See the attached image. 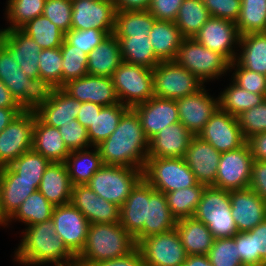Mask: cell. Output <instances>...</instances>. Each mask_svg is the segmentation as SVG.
Masks as SVG:
<instances>
[{"label": "cell", "mask_w": 266, "mask_h": 266, "mask_svg": "<svg viewBox=\"0 0 266 266\" xmlns=\"http://www.w3.org/2000/svg\"><path fill=\"white\" fill-rule=\"evenodd\" d=\"M50 161L33 149L19 156L9 167L17 174V179L41 181Z\"/></svg>", "instance_id": "c3c4849f"}, {"label": "cell", "mask_w": 266, "mask_h": 266, "mask_svg": "<svg viewBox=\"0 0 266 266\" xmlns=\"http://www.w3.org/2000/svg\"><path fill=\"white\" fill-rule=\"evenodd\" d=\"M71 29L90 28L113 34L115 28V5L113 0H71Z\"/></svg>", "instance_id": "9a60e30c"}, {"label": "cell", "mask_w": 266, "mask_h": 266, "mask_svg": "<svg viewBox=\"0 0 266 266\" xmlns=\"http://www.w3.org/2000/svg\"><path fill=\"white\" fill-rule=\"evenodd\" d=\"M122 62L118 39L110 34L88 54L87 72L111 77Z\"/></svg>", "instance_id": "836d02e7"}, {"label": "cell", "mask_w": 266, "mask_h": 266, "mask_svg": "<svg viewBox=\"0 0 266 266\" xmlns=\"http://www.w3.org/2000/svg\"><path fill=\"white\" fill-rule=\"evenodd\" d=\"M0 42L11 52L24 73L40 82L38 63L42 48L20 29L0 30Z\"/></svg>", "instance_id": "d4e9b609"}, {"label": "cell", "mask_w": 266, "mask_h": 266, "mask_svg": "<svg viewBox=\"0 0 266 266\" xmlns=\"http://www.w3.org/2000/svg\"><path fill=\"white\" fill-rule=\"evenodd\" d=\"M149 38L155 56L160 61H174L185 39L175 22L164 20L155 21L149 32Z\"/></svg>", "instance_id": "d6a6232c"}, {"label": "cell", "mask_w": 266, "mask_h": 266, "mask_svg": "<svg viewBox=\"0 0 266 266\" xmlns=\"http://www.w3.org/2000/svg\"><path fill=\"white\" fill-rule=\"evenodd\" d=\"M72 183L64 162H53L46 168L38 190L53 205L69 204Z\"/></svg>", "instance_id": "f546056e"}, {"label": "cell", "mask_w": 266, "mask_h": 266, "mask_svg": "<svg viewBox=\"0 0 266 266\" xmlns=\"http://www.w3.org/2000/svg\"><path fill=\"white\" fill-rule=\"evenodd\" d=\"M187 255H207L215 240L209 228L194 217L180 219L175 227Z\"/></svg>", "instance_id": "1f68e13d"}, {"label": "cell", "mask_w": 266, "mask_h": 266, "mask_svg": "<svg viewBox=\"0 0 266 266\" xmlns=\"http://www.w3.org/2000/svg\"><path fill=\"white\" fill-rule=\"evenodd\" d=\"M149 183L142 178L120 207V225L135 238L148 223Z\"/></svg>", "instance_id": "4316f807"}, {"label": "cell", "mask_w": 266, "mask_h": 266, "mask_svg": "<svg viewBox=\"0 0 266 266\" xmlns=\"http://www.w3.org/2000/svg\"><path fill=\"white\" fill-rule=\"evenodd\" d=\"M24 108H0V133Z\"/></svg>", "instance_id": "89a4df30"}, {"label": "cell", "mask_w": 266, "mask_h": 266, "mask_svg": "<svg viewBox=\"0 0 266 266\" xmlns=\"http://www.w3.org/2000/svg\"><path fill=\"white\" fill-rule=\"evenodd\" d=\"M39 58L40 83L46 88L62 87L61 47L42 49Z\"/></svg>", "instance_id": "7dc6e473"}, {"label": "cell", "mask_w": 266, "mask_h": 266, "mask_svg": "<svg viewBox=\"0 0 266 266\" xmlns=\"http://www.w3.org/2000/svg\"><path fill=\"white\" fill-rule=\"evenodd\" d=\"M249 187L266 202V161H253Z\"/></svg>", "instance_id": "94428289"}, {"label": "cell", "mask_w": 266, "mask_h": 266, "mask_svg": "<svg viewBox=\"0 0 266 266\" xmlns=\"http://www.w3.org/2000/svg\"><path fill=\"white\" fill-rule=\"evenodd\" d=\"M207 256L213 266H243L234 236L216 238Z\"/></svg>", "instance_id": "f907efd6"}, {"label": "cell", "mask_w": 266, "mask_h": 266, "mask_svg": "<svg viewBox=\"0 0 266 266\" xmlns=\"http://www.w3.org/2000/svg\"><path fill=\"white\" fill-rule=\"evenodd\" d=\"M0 80L24 109H34L43 99L46 88L28 77L11 52L0 42Z\"/></svg>", "instance_id": "8992f818"}, {"label": "cell", "mask_w": 266, "mask_h": 266, "mask_svg": "<svg viewBox=\"0 0 266 266\" xmlns=\"http://www.w3.org/2000/svg\"><path fill=\"white\" fill-rule=\"evenodd\" d=\"M198 136L220 153L236 150L246 143L237 117L220 108L207 121Z\"/></svg>", "instance_id": "2e32d148"}, {"label": "cell", "mask_w": 266, "mask_h": 266, "mask_svg": "<svg viewBox=\"0 0 266 266\" xmlns=\"http://www.w3.org/2000/svg\"><path fill=\"white\" fill-rule=\"evenodd\" d=\"M137 247L145 266H182L188 256L175 228L148 236Z\"/></svg>", "instance_id": "7c38bea8"}, {"label": "cell", "mask_w": 266, "mask_h": 266, "mask_svg": "<svg viewBox=\"0 0 266 266\" xmlns=\"http://www.w3.org/2000/svg\"><path fill=\"white\" fill-rule=\"evenodd\" d=\"M193 38L204 47L223 55L230 63L237 58L235 46L239 45L240 35L233 21L210 17Z\"/></svg>", "instance_id": "e0dca14e"}, {"label": "cell", "mask_w": 266, "mask_h": 266, "mask_svg": "<svg viewBox=\"0 0 266 266\" xmlns=\"http://www.w3.org/2000/svg\"><path fill=\"white\" fill-rule=\"evenodd\" d=\"M62 54V86L68 81L88 74V55L71 45L66 39L61 45Z\"/></svg>", "instance_id": "681fc988"}, {"label": "cell", "mask_w": 266, "mask_h": 266, "mask_svg": "<svg viewBox=\"0 0 266 266\" xmlns=\"http://www.w3.org/2000/svg\"><path fill=\"white\" fill-rule=\"evenodd\" d=\"M42 15L66 34L71 29L72 1L46 0Z\"/></svg>", "instance_id": "db71d44e"}, {"label": "cell", "mask_w": 266, "mask_h": 266, "mask_svg": "<svg viewBox=\"0 0 266 266\" xmlns=\"http://www.w3.org/2000/svg\"><path fill=\"white\" fill-rule=\"evenodd\" d=\"M152 0H113L116 11L148 10Z\"/></svg>", "instance_id": "003e7915"}, {"label": "cell", "mask_w": 266, "mask_h": 266, "mask_svg": "<svg viewBox=\"0 0 266 266\" xmlns=\"http://www.w3.org/2000/svg\"><path fill=\"white\" fill-rule=\"evenodd\" d=\"M121 104L133 108L154 97L152 69L122 62L111 75Z\"/></svg>", "instance_id": "ba28073f"}, {"label": "cell", "mask_w": 266, "mask_h": 266, "mask_svg": "<svg viewBox=\"0 0 266 266\" xmlns=\"http://www.w3.org/2000/svg\"><path fill=\"white\" fill-rule=\"evenodd\" d=\"M205 85L197 92L176 100L180 123L198 136L219 108V97L209 95Z\"/></svg>", "instance_id": "ac0fdd59"}, {"label": "cell", "mask_w": 266, "mask_h": 266, "mask_svg": "<svg viewBox=\"0 0 266 266\" xmlns=\"http://www.w3.org/2000/svg\"><path fill=\"white\" fill-rule=\"evenodd\" d=\"M176 222L165 194L149 184L148 223H144L143 230L134 238L136 244L148 236L173 230Z\"/></svg>", "instance_id": "f1b7e54d"}, {"label": "cell", "mask_w": 266, "mask_h": 266, "mask_svg": "<svg viewBox=\"0 0 266 266\" xmlns=\"http://www.w3.org/2000/svg\"><path fill=\"white\" fill-rule=\"evenodd\" d=\"M220 158L221 153L199 136H194L191 139L184 156V160L193 172L197 183L206 187H214Z\"/></svg>", "instance_id": "603a6c76"}, {"label": "cell", "mask_w": 266, "mask_h": 266, "mask_svg": "<svg viewBox=\"0 0 266 266\" xmlns=\"http://www.w3.org/2000/svg\"><path fill=\"white\" fill-rule=\"evenodd\" d=\"M205 187L197 183L192 187L165 193L167 205L177 221L194 216Z\"/></svg>", "instance_id": "b9f144b4"}, {"label": "cell", "mask_w": 266, "mask_h": 266, "mask_svg": "<svg viewBox=\"0 0 266 266\" xmlns=\"http://www.w3.org/2000/svg\"><path fill=\"white\" fill-rule=\"evenodd\" d=\"M70 203L90 224L120 222V207L98 196L87 184L72 187Z\"/></svg>", "instance_id": "7402d4cb"}, {"label": "cell", "mask_w": 266, "mask_h": 266, "mask_svg": "<svg viewBox=\"0 0 266 266\" xmlns=\"http://www.w3.org/2000/svg\"><path fill=\"white\" fill-rule=\"evenodd\" d=\"M0 108H23L0 80Z\"/></svg>", "instance_id": "a7ac6f4b"}, {"label": "cell", "mask_w": 266, "mask_h": 266, "mask_svg": "<svg viewBox=\"0 0 266 266\" xmlns=\"http://www.w3.org/2000/svg\"><path fill=\"white\" fill-rule=\"evenodd\" d=\"M108 35L99 29L88 30L70 29L65 34V39L77 49L84 51L87 55L96 48Z\"/></svg>", "instance_id": "11a10c76"}, {"label": "cell", "mask_w": 266, "mask_h": 266, "mask_svg": "<svg viewBox=\"0 0 266 266\" xmlns=\"http://www.w3.org/2000/svg\"><path fill=\"white\" fill-rule=\"evenodd\" d=\"M254 232L255 253L266 263V219L252 229Z\"/></svg>", "instance_id": "03108f58"}, {"label": "cell", "mask_w": 266, "mask_h": 266, "mask_svg": "<svg viewBox=\"0 0 266 266\" xmlns=\"http://www.w3.org/2000/svg\"><path fill=\"white\" fill-rule=\"evenodd\" d=\"M157 19L148 10L116 11L115 37L149 35Z\"/></svg>", "instance_id": "f35d334b"}, {"label": "cell", "mask_w": 266, "mask_h": 266, "mask_svg": "<svg viewBox=\"0 0 266 266\" xmlns=\"http://www.w3.org/2000/svg\"><path fill=\"white\" fill-rule=\"evenodd\" d=\"M236 26L240 36L266 32V0H241Z\"/></svg>", "instance_id": "f6af8a7d"}, {"label": "cell", "mask_w": 266, "mask_h": 266, "mask_svg": "<svg viewBox=\"0 0 266 266\" xmlns=\"http://www.w3.org/2000/svg\"><path fill=\"white\" fill-rule=\"evenodd\" d=\"M92 148L94 149L71 151L66 158L64 163L73 186L86 185L95 172L104 165L97 147Z\"/></svg>", "instance_id": "d590c367"}, {"label": "cell", "mask_w": 266, "mask_h": 266, "mask_svg": "<svg viewBox=\"0 0 266 266\" xmlns=\"http://www.w3.org/2000/svg\"><path fill=\"white\" fill-rule=\"evenodd\" d=\"M183 1L184 0H152L148 11L157 20L174 22Z\"/></svg>", "instance_id": "91938a15"}, {"label": "cell", "mask_w": 266, "mask_h": 266, "mask_svg": "<svg viewBox=\"0 0 266 266\" xmlns=\"http://www.w3.org/2000/svg\"><path fill=\"white\" fill-rule=\"evenodd\" d=\"M239 258L243 266H265L266 263L255 253L254 232H238L234 235Z\"/></svg>", "instance_id": "6f0895ef"}, {"label": "cell", "mask_w": 266, "mask_h": 266, "mask_svg": "<svg viewBox=\"0 0 266 266\" xmlns=\"http://www.w3.org/2000/svg\"><path fill=\"white\" fill-rule=\"evenodd\" d=\"M129 108L121 103L103 107L88 130L92 146H97L107 139L117 128L120 118Z\"/></svg>", "instance_id": "ee69618b"}, {"label": "cell", "mask_w": 266, "mask_h": 266, "mask_svg": "<svg viewBox=\"0 0 266 266\" xmlns=\"http://www.w3.org/2000/svg\"><path fill=\"white\" fill-rule=\"evenodd\" d=\"M236 61L245 69L266 75V32L240 36Z\"/></svg>", "instance_id": "e575fe53"}, {"label": "cell", "mask_w": 266, "mask_h": 266, "mask_svg": "<svg viewBox=\"0 0 266 266\" xmlns=\"http://www.w3.org/2000/svg\"><path fill=\"white\" fill-rule=\"evenodd\" d=\"M154 96L177 100L204 86L195 75L174 61H161L152 69Z\"/></svg>", "instance_id": "30bf717a"}, {"label": "cell", "mask_w": 266, "mask_h": 266, "mask_svg": "<svg viewBox=\"0 0 266 266\" xmlns=\"http://www.w3.org/2000/svg\"><path fill=\"white\" fill-rule=\"evenodd\" d=\"M182 266H213L207 255H188Z\"/></svg>", "instance_id": "2644e50d"}, {"label": "cell", "mask_w": 266, "mask_h": 266, "mask_svg": "<svg viewBox=\"0 0 266 266\" xmlns=\"http://www.w3.org/2000/svg\"><path fill=\"white\" fill-rule=\"evenodd\" d=\"M235 70L231 80L239 87L256 94H266V75L249 71L236 60L230 63L229 71Z\"/></svg>", "instance_id": "f5cc1de1"}, {"label": "cell", "mask_w": 266, "mask_h": 266, "mask_svg": "<svg viewBox=\"0 0 266 266\" xmlns=\"http://www.w3.org/2000/svg\"><path fill=\"white\" fill-rule=\"evenodd\" d=\"M253 160L266 161V132H262L246 140Z\"/></svg>", "instance_id": "be15d7a7"}, {"label": "cell", "mask_w": 266, "mask_h": 266, "mask_svg": "<svg viewBox=\"0 0 266 266\" xmlns=\"http://www.w3.org/2000/svg\"><path fill=\"white\" fill-rule=\"evenodd\" d=\"M193 137L180 122L172 124L149 140L148 158H184Z\"/></svg>", "instance_id": "484cf974"}, {"label": "cell", "mask_w": 266, "mask_h": 266, "mask_svg": "<svg viewBox=\"0 0 266 266\" xmlns=\"http://www.w3.org/2000/svg\"><path fill=\"white\" fill-rule=\"evenodd\" d=\"M143 178L164 194L197 184L184 158H147Z\"/></svg>", "instance_id": "9c48e42d"}, {"label": "cell", "mask_w": 266, "mask_h": 266, "mask_svg": "<svg viewBox=\"0 0 266 266\" xmlns=\"http://www.w3.org/2000/svg\"><path fill=\"white\" fill-rule=\"evenodd\" d=\"M34 124V109H24L0 133V168L32 149Z\"/></svg>", "instance_id": "8fae6325"}, {"label": "cell", "mask_w": 266, "mask_h": 266, "mask_svg": "<svg viewBox=\"0 0 266 266\" xmlns=\"http://www.w3.org/2000/svg\"><path fill=\"white\" fill-rule=\"evenodd\" d=\"M143 178V170L103 165L87 185L100 197L121 207L132 189Z\"/></svg>", "instance_id": "52a82bcc"}, {"label": "cell", "mask_w": 266, "mask_h": 266, "mask_svg": "<svg viewBox=\"0 0 266 266\" xmlns=\"http://www.w3.org/2000/svg\"><path fill=\"white\" fill-rule=\"evenodd\" d=\"M136 247L134 238L120 222L90 224L85 247L76 260L84 266H92L126 256Z\"/></svg>", "instance_id": "3957f363"}, {"label": "cell", "mask_w": 266, "mask_h": 266, "mask_svg": "<svg viewBox=\"0 0 266 266\" xmlns=\"http://www.w3.org/2000/svg\"><path fill=\"white\" fill-rule=\"evenodd\" d=\"M54 206L40 193L39 190L34 191L30 196L23 201L16 212L8 219L9 223L21 221L26 226H32L37 223L49 220L52 218Z\"/></svg>", "instance_id": "60d3db41"}, {"label": "cell", "mask_w": 266, "mask_h": 266, "mask_svg": "<svg viewBox=\"0 0 266 266\" xmlns=\"http://www.w3.org/2000/svg\"><path fill=\"white\" fill-rule=\"evenodd\" d=\"M231 213L238 232H248L266 219V202L250 187L229 191Z\"/></svg>", "instance_id": "cb8c5ba5"}, {"label": "cell", "mask_w": 266, "mask_h": 266, "mask_svg": "<svg viewBox=\"0 0 266 266\" xmlns=\"http://www.w3.org/2000/svg\"><path fill=\"white\" fill-rule=\"evenodd\" d=\"M92 266H145V264L143 262V257L140 250L138 249V247H136L131 253L127 254L126 256L102 261Z\"/></svg>", "instance_id": "6125c7cd"}, {"label": "cell", "mask_w": 266, "mask_h": 266, "mask_svg": "<svg viewBox=\"0 0 266 266\" xmlns=\"http://www.w3.org/2000/svg\"><path fill=\"white\" fill-rule=\"evenodd\" d=\"M51 220L56 234L67 249L77 257L85 247L90 226L89 221L71 203L54 206Z\"/></svg>", "instance_id": "5bb4252c"}, {"label": "cell", "mask_w": 266, "mask_h": 266, "mask_svg": "<svg viewBox=\"0 0 266 266\" xmlns=\"http://www.w3.org/2000/svg\"><path fill=\"white\" fill-rule=\"evenodd\" d=\"M218 97L219 108L237 117L242 112L261 104L266 99V94L249 92L231 81Z\"/></svg>", "instance_id": "74e56055"}, {"label": "cell", "mask_w": 266, "mask_h": 266, "mask_svg": "<svg viewBox=\"0 0 266 266\" xmlns=\"http://www.w3.org/2000/svg\"><path fill=\"white\" fill-rule=\"evenodd\" d=\"M237 120L245 140L253 135L266 132V99L256 107L242 112L237 116Z\"/></svg>", "instance_id": "816d5d0a"}, {"label": "cell", "mask_w": 266, "mask_h": 266, "mask_svg": "<svg viewBox=\"0 0 266 266\" xmlns=\"http://www.w3.org/2000/svg\"><path fill=\"white\" fill-rule=\"evenodd\" d=\"M46 0H7L6 20L10 22L7 28L0 30L20 29L27 22L43 14Z\"/></svg>", "instance_id": "bcb514c9"}, {"label": "cell", "mask_w": 266, "mask_h": 266, "mask_svg": "<svg viewBox=\"0 0 266 266\" xmlns=\"http://www.w3.org/2000/svg\"><path fill=\"white\" fill-rule=\"evenodd\" d=\"M132 109L139 116L141 126L148 140L164 128L180 122L176 100L154 96Z\"/></svg>", "instance_id": "44dd1931"}, {"label": "cell", "mask_w": 266, "mask_h": 266, "mask_svg": "<svg viewBox=\"0 0 266 266\" xmlns=\"http://www.w3.org/2000/svg\"><path fill=\"white\" fill-rule=\"evenodd\" d=\"M210 17L203 0H184L174 22L185 38H193Z\"/></svg>", "instance_id": "ab89813d"}, {"label": "cell", "mask_w": 266, "mask_h": 266, "mask_svg": "<svg viewBox=\"0 0 266 266\" xmlns=\"http://www.w3.org/2000/svg\"><path fill=\"white\" fill-rule=\"evenodd\" d=\"M122 60L126 63L155 68L161 61L155 56L149 35L116 37Z\"/></svg>", "instance_id": "8d00e7d4"}, {"label": "cell", "mask_w": 266, "mask_h": 266, "mask_svg": "<svg viewBox=\"0 0 266 266\" xmlns=\"http://www.w3.org/2000/svg\"><path fill=\"white\" fill-rule=\"evenodd\" d=\"M193 217L203 222L215 239L233 237L238 233L227 190L213 186L205 187Z\"/></svg>", "instance_id": "277c9868"}, {"label": "cell", "mask_w": 266, "mask_h": 266, "mask_svg": "<svg viewBox=\"0 0 266 266\" xmlns=\"http://www.w3.org/2000/svg\"><path fill=\"white\" fill-rule=\"evenodd\" d=\"M81 102L62 88L47 89L44 99L34 108L36 115L47 125L59 128L77 118Z\"/></svg>", "instance_id": "ffe728a7"}, {"label": "cell", "mask_w": 266, "mask_h": 266, "mask_svg": "<svg viewBox=\"0 0 266 266\" xmlns=\"http://www.w3.org/2000/svg\"><path fill=\"white\" fill-rule=\"evenodd\" d=\"M104 165L144 170L149 140L137 113L129 108L120 118L116 130L97 146Z\"/></svg>", "instance_id": "6da1fadb"}, {"label": "cell", "mask_w": 266, "mask_h": 266, "mask_svg": "<svg viewBox=\"0 0 266 266\" xmlns=\"http://www.w3.org/2000/svg\"><path fill=\"white\" fill-rule=\"evenodd\" d=\"M66 147L70 151L92 148L88 138V130L77 119L71 120L58 128Z\"/></svg>", "instance_id": "9f6ffc18"}, {"label": "cell", "mask_w": 266, "mask_h": 266, "mask_svg": "<svg viewBox=\"0 0 266 266\" xmlns=\"http://www.w3.org/2000/svg\"><path fill=\"white\" fill-rule=\"evenodd\" d=\"M32 149L53 162H65L71 151L66 147L58 128L45 124L35 113Z\"/></svg>", "instance_id": "4dcf8cb0"}, {"label": "cell", "mask_w": 266, "mask_h": 266, "mask_svg": "<svg viewBox=\"0 0 266 266\" xmlns=\"http://www.w3.org/2000/svg\"><path fill=\"white\" fill-rule=\"evenodd\" d=\"M20 30L32 38L42 49L61 47L65 33L43 15L27 22Z\"/></svg>", "instance_id": "7bdbcfd3"}, {"label": "cell", "mask_w": 266, "mask_h": 266, "mask_svg": "<svg viewBox=\"0 0 266 266\" xmlns=\"http://www.w3.org/2000/svg\"><path fill=\"white\" fill-rule=\"evenodd\" d=\"M21 234H23L22 239L14 251L13 259L21 265L41 266L49 263L64 265L76 260L56 234L51 219L27 226Z\"/></svg>", "instance_id": "7a4b0ae2"}, {"label": "cell", "mask_w": 266, "mask_h": 266, "mask_svg": "<svg viewBox=\"0 0 266 266\" xmlns=\"http://www.w3.org/2000/svg\"><path fill=\"white\" fill-rule=\"evenodd\" d=\"M40 182L19 180L9 166L0 168V205L7 219L16 212L30 194L38 190Z\"/></svg>", "instance_id": "83f0119b"}, {"label": "cell", "mask_w": 266, "mask_h": 266, "mask_svg": "<svg viewBox=\"0 0 266 266\" xmlns=\"http://www.w3.org/2000/svg\"><path fill=\"white\" fill-rule=\"evenodd\" d=\"M249 146L221 153L214 187L232 191L249 187L253 163Z\"/></svg>", "instance_id": "4fadbf2b"}, {"label": "cell", "mask_w": 266, "mask_h": 266, "mask_svg": "<svg viewBox=\"0 0 266 266\" xmlns=\"http://www.w3.org/2000/svg\"><path fill=\"white\" fill-rule=\"evenodd\" d=\"M0 225L4 228L8 225V219L4 216L0 205Z\"/></svg>", "instance_id": "8c879c8a"}, {"label": "cell", "mask_w": 266, "mask_h": 266, "mask_svg": "<svg viewBox=\"0 0 266 266\" xmlns=\"http://www.w3.org/2000/svg\"><path fill=\"white\" fill-rule=\"evenodd\" d=\"M80 102H93L102 107L119 104L111 77L87 74L68 81L61 87Z\"/></svg>", "instance_id": "d6986e66"}, {"label": "cell", "mask_w": 266, "mask_h": 266, "mask_svg": "<svg viewBox=\"0 0 266 266\" xmlns=\"http://www.w3.org/2000/svg\"><path fill=\"white\" fill-rule=\"evenodd\" d=\"M54 266H84L81 262L75 260L72 263L64 264V265H54Z\"/></svg>", "instance_id": "753ad0ef"}, {"label": "cell", "mask_w": 266, "mask_h": 266, "mask_svg": "<svg viewBox=\"0 0 266 266\" xmlns=\"http://www.w3.org/2000/svg\"><path fill=\"white\" fill-rule=\"evenodd\" d=\"M103 107L93 102H81L80 111L77 115V120L87 129L91 127L96 114H99Z\"/></svg>", "instance_id": "e7e4bbea"}, {"label": "cell", "mask_w": 266, "mask_h": 266, "mask_svg": "<svg viewBox=\"0 0 266 266\" xmlns=\"http://www.w3.org/2000/svg\"><path fill=\"white\" fill-rule=\"evenodd\" d=\"M175 61L203 83L230 72V62L223 55L204 47L194 38L182 41Z\"/></svg>", "instance_id": "5b68a950"}, {"label": "cell", "mask_w": 266, "mask_h": 266, "mask_svg": "<svg viewBox=\"0 0 266 266\" xmlns=\"http://www.w3.org/2000/svg\"><path fill=\"white\" fill-rule=\"evenodd\" d=\"M211 17L230 20L236 23L239 18L241 0H203Z\"/></svg>", "instance_id": "680465c9"}]
</instances>
